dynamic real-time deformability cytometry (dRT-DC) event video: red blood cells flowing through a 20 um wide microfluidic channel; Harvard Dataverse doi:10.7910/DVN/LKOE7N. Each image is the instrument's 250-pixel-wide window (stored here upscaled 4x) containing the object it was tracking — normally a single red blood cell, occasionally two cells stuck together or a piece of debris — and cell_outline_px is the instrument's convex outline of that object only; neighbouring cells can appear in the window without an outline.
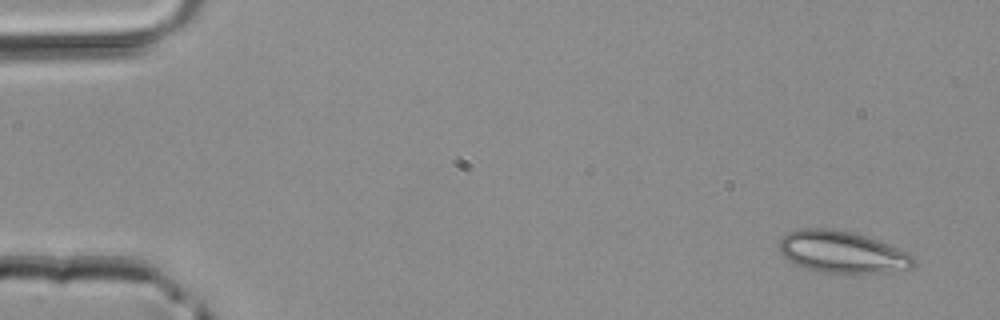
{"species": "common noctule bat (a hibernating species)", "species_latin": "Nyctalus noctula", "temperature_condition": "room temperature", "stored_images_in_passage": 4, "camera_frame_rate_fps": 3000, "um_per_image_px": 0.085, "animal": {"sex": "male", "body_mass_g": 20.4}, "frame": {"image": 1, "passage_image": 1, "time_ms": 0.0, "image_size_px": [1000, 320], "cell_outline_px": [[916, 264], [908, 268], [888, 272], [824, 272], [808, 268], [796, 264], [788, 260], [780, 252], [780, 240], [788, 232], [800, 228], [828, 228], [852, 232], [876, 240], [908, 252], [916, 256]], "centroid_in_image_um": [71.6, 21.41], "position_along_channel_um": 13.4, "area_um2": 32.31}}